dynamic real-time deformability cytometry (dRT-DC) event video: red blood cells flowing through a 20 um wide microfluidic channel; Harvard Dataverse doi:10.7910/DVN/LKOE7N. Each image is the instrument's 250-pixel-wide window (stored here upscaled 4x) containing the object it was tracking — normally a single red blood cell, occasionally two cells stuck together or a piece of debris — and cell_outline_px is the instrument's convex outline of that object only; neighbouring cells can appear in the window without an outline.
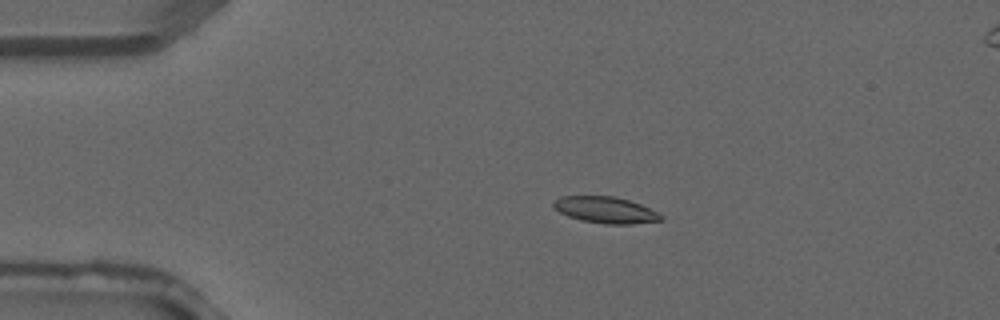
{"species": "common noctule bat (a hibernating species)", "species_latin": "Nyctalus noctula", "temperature_condition": "warm", "stored_images_in_passage": 3, "camera_frame_rate_fps": 3000, "um_per_image_px": 0.085, "animal": {"sex": "male", "forearm_length_mm": 52.5}, "frame": {"image": 1, "passage_image": 2, "time_ms": 0.333, "image_size_px": [1000, 320], "cell_outline_px": [[664, 220], [632, 224], [604, 224], [580, 220], [568, 216], [552, 208], [552, 204], [560, 196], [612, 196], [628, 200], [640, 204], [664, 216]], "centroid_in_image_um": [51.45, 17.85], "position_along_channel_um": 33.5, "area_um2": 16.53}}